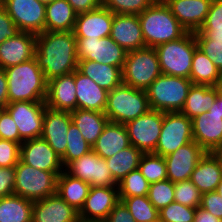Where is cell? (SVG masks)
Returning a JSON list of instances; mask_svg holds the SVG:
<instances>
[{
	"mask_svg": "<svg viewBox=\"0 0 222 222\" xmlns=\"http://www.w3.org/2000/svg\"><path fill=\"white\" fill-rule=\"evenodd\" d=\"M48 82L78 68L77 40L73 31H44L36 35L35 56Z\"/></svg>",
	"mask_w": 222,
	"mask_h": 222,
	"instance_id": "6da1fadb",
	"label": "cell"
},
{
	"mask_svg": "<svg viewBox=\"0 0 222 222\" xmlns=\"http://www.w3.org/2000/svg\"><path fill=\"white\" fill-rule=\"evenodd\" d=\"M8 82V103L15 101L45 102L47 81L36 58L5 69Z\"/></svg>",
	"mask_w": 222,
	"mask_h": 222,
	"instance_id": "7a4b0ae2",
	"label": "cell"
},
{
	"mask_svg": "<svg viewBox=\"0 0 222 222\" xmlns=\"http://www.w3.org/2000/svg\"><path fill=\"white\" fill-rule=\"evenodd\" d=\"M146 47L155 48L160 44L183 37L187 30L172 15L164 0H156L138 15Z\"/></svg>",
	"mask_w": 222,
	"mask_h": 222,
	"instance_id": "3957f363",
	"label": "cell"
},
{
	"mask_svg": "<svg viewBox=\"0 0 222 222\" xmlns=\"http://www.w3.org/2000/svg\"><path fill=\"white\" fill-rule=\"evenodd\" d=\"M149 110L146 91L122 83L108 92L104 113L109 121L126 124Z\"/></svg>",
	"mask_w": 222,
	"mask_h": 222,
	"instance_id": "277c9868",
	"label": "cell"
},
{
	"mask_svg": "<svg viewBox=\"0 0 222 222\" xmlns=\"http://www.w3.org/2000/svg\"><path fill=\"white\" fill-rule=\"evenodd\" d=\"M192 81L184 77L161 74L145 90L151 110L180 112Z\"/></svg>",
	"mask_w": 222,
	"mask_h": 222,
	"instance_id": "5b68a950",
	"label": "cell"
},
{
	"mask_svg": "<svg viewBox=\"0 0 222 222\" xmlns=\"http://www.w3.org/2000/svg\"><path fill=\"white\" fill-rule=\"evenodd\" d=\"M197 47L193 32L155 47L161 73L190 79L192 57Z\"/></svg>",
	"mask_w": 222,
	"mask_h": 222,
	"instance_id": "8992f818",
	"label": "cell"
},
{
	"mask_svg": "<svg viewBox=\"0 0 222 222\" xmlns=\"http://www.w3.org/2000/svg\"><path fill=\"white\" fill-rule=\"evenodd\" d=\"M161 74L155 48L144 47L128 51L122 68L124 84L146 90Z\"/></svg>",
	"mask_w": 222,
	"mask_h": 222,
	"instance_id": "52a82bcc",
	"label": "cell"
},
{
	"mask_svg": "<svg viewBox=\"0 0 222 222\" xmlns=\"http://www.w3.org/2000/svg\"><path fill=\"white\" fill-rule=\"evenodd\" d=\"M57 178L54 172L36 169L19 160L15 166L14 195L33 202L42 200L57 193Z\"/></svg>",
	"mask_w": 222,
	"mask_h": 222,
	"instance_id": "ba28073f",
	"label": "cell"
},
{
	"mask_svg": "<svg viewBox=\"0 0 222 222\" xmlns=\"http://www.w3.org/2000/svg\"><path fill=\"white\" fill-rule=\"evenodd\" d=\"M192 135L206 152L222 149V98L219 95L208 111L192 119Z\"/></svg>",
	"mask_w": 222,
	"mask_h": 222,
	"instance_id": "9c48e42d",
	"label": "cell"
},
{
	"mask_svg": "<svg viewBox=\"0 0 222 222\" xmlns=\"http://www.w3.org/2000/svg\"><path fill=\"white\" fill-rule=\"evenodd\" d=\"M191 141L192 119L181 112H163L162 129L153 153L165 157Z\"/></svg>",
	"mask_w": 222,
	"mask_h": 222,
	"instance_id": "30bf717a",
	"label": "cell"
},
{
	"mask_svg": "<svg viewBox=\"0 0 222 222\" xmlns=\"http://www.w3.org/2000/svg\"><path fill=\"white\" fill-rule=\"evenodd\" d=\"M78 61L90 60L123 68L127 51L110 36L105 38H76Z\"/></svg>",
	"mask_w": 222,
	"mask_h": 222,
	"instance_id": "8fae6325",
	"label": "cell"
},
{
	"mask_svg": "<svg viewBox=\"0 0 222 222\" xmlns=\"http://www.w3.org/2000/svg\"><path fill=\"white\" fill-rule=\"evenodd\" d=\"M163 112L149 110L125 124L130 144L143 153H153L161 133Z\"/></svg>",
	"mask_w": 222,
	"mask_h": 222,
	"instance_id": "7c38bea8",
	"label": "cell"
},
{
	"mask_svg": "<svg viewBox=\"0 0 222 222\" xmlns=\"http://www.w3.org/2000/svg\"><path fill=\"white\" fill-rule=\"evenodd\" d=\"M65 171L74 178L81 179L91 187L118 186L106 160L101 158L93 150L79 159L72 161Z\"/></svg>",
	"mask_w": 222,
	"mask_h": 222,
	"instance_id": "4fadbf2b",
	"label": "cell"
},
{
	"mask_svg": "<svg viewBox=\"0 0 222 222\" xmlns=\"http://www.w3.org/2000/svg\"><path fill=\"white\" fill-rule=\"evenodd\" d=\"M14 24L22 32L45 31L46 5L38 0H0Z\"/></svg>",
	"mask_w": 222,
	"mask_h": 222,
	"instance_id": "5bb4252c",
	"label": "cell"
},
{
	"mask_svg": "<svg viewBox=\"0 0 222 222\" xmlns=\"http://www.w3.org/2000/svg\"><path fill=\"white\" fill-rule=\"evenodd\" d=\"M45 108V102L15 101L8 103L5 109L12 116L20 137L25 141L41 137Z\"/></svg>",
	"mask_w": 222,
	"mask_h": 222,
	"instance_id": "9a60e30c",
	"label": "cell"
},
{
	"mask_svg": "<svg viewBox=\"0 0 222 222\" xmlns=\"http://www.w3.org/2000/svg\"><path fill=\"white\" fill-rule=\"evenodd\" d=\"M20 160L36 169L54 172L57 176L65 170L61 157L41 137L21 143Z\"/></svg>",
	"mask_w": 222,
	"mask_h": 222,
	"instance_id": "2e32d148",
	"label": "cell"
},
{
	"mask_svg": "<svg viewBox=\"0 0 222 222\" xmlns=\"http://www.w3.org/2000/svg\"><path fill=\"white\" fill-rule=\"evenodd\" d=\"M119 201L118 186L90 187L79 211L80 222H104Z\"/></svg>",
	"mask_w": 222,
	"mask_h": 222,
	"instance_id": "e0dca14e",
	"label": "cell"
},
{
	"mask_svg": "<svg viewBox=\"0 0 222 222\" xmlns=\"http://www.w3.org/2000/svg\"><path fill=\"white\" fill-rule=\"evenodd\" d=\"M205 154L206 151L193 140L165 156L167 179L173 183L190 179L199 160Z\"/></svg>",
	"mask_w": 222,
	"mask_h": 222,
	"instance_id": "ac0fdd59",
	"label": "cell"
},
{
	"mask_svg": "<svg viewBox=\"0 0 222 222\" xmlns=\"http://www.w3.org/2000/svg\"><path fill=\"white\" fill-rule=\"evenodd\" d=\"M114 13L100 5L77 14L73 33L76 38H105L110 36Z\"/></svg>",
	"mask_w": 222,
	"mask_h": 222,
	"instance_id": "d6986e66",
	"label": "cell"
},
{
	"mask_svg": "<svg viewBox=\"0 0 222 222\" xmlns=\"http://www.w3.org/2000/svg\"><path fill=\"white\" fill-rule=\"evenodd\" d=\"M71 122L70 112L45 108L41 138L45 139L61 158L66 151L67 132Z\"/></svg>",
	"mask_w": 222,
	"mask_h": 222,
	"instance_id": "ffe728a7",
	"label": "cell"
},
{
	"mask_svg": "<svg viewBox=\"0 0 222 222\" xmlns=\"http://www.w3.org/2000/svg\"><path fill=\"white\" fill-rule=\"evenodd\" d=\"M32 222H80L79 212L55 193L33 202Z\"/></svg>",
	"mask_w": 222,
	"mask_h": 222,
	"instance_id": "44dd1931",
	"label": "cell"
},
{
	"mask_svg": "<svg viewBox=\"0 0 222 222\" xmlns=\"http://www.w3.org/2000/svg\"><path fill=\"white\" fill-rule=\"evenodd\" d=\"M213 0H164L172 15L187 30L196 32L205 22Z\"/></svg>",
	"mask_w": 222,
	"mask_h": 222,
	"instance_id": "7402d4cb",
	"label": "cell"
},
{
	"mask_svg": "<svg viewBox=\"0 0 222 222\" xmlns=\"http://www.w3.org/2000/svg\"><path fill=\"white\" fill-rule=\"evenodd\" d=\"M46 107L72 112L77 109L74 72L55 77L47 82Z\"/></svg>",
	"mask_w": 222,
	"mask_h": 222,
	"instance_id": "603a6c76",
	"label": "cell"
},
{
	"mask_svg": "<svg viewBox=\"0 0 222 222\" xmlns=\"http://www.w3.org/2000/svg\"><path fill=\"white\" fill-rule=\"evenodd\" d=\"M35 48L36 34L31 32L21 31L6 39L0 44V68L6 69L34 58Z\"/></svg>",
	"mask_w": 222,
	"mask_h": 222,
	"instance_id": "cb8c5ba5",
	"label": "cell"
},
{
	"mask_svg": "<svg viewBox=\"0 0 222 222\" xmlns=\"http://www.w3.org/2000/svg\"><path fill=\"white\" fill-rule=\"evenodd\" d=\"M110 37L127 52L146 47L138 15L114 14Z\"/></svg>",
	"mask_w": 222,
	"mask_h": 222,
	"instance_id": "d4e9b609",
	"label": "cell"
},
{
	"mask_svg": "<svg viewBox=\"0 0 222 222\" xmlns=\"http://www.w3.org/2000/svg\"><path fill=\"white\" fill-rule=\"evenodd\" d=\"M77 109L104 112L107 105L108 91L98 86L78 69L74 71Z\"/></svg>",
	"mask_w": 222,
	"mask_h": 222,
	"instance_id": "484cf974",
	"label": "cell"
},
{
	"mask_svg": "<svg viewBox=\"0 0 222 222\" xmlns=\"http://www.w3.org/2000/svg\"><path fill=\"white\" fill-rule=\"evenodd\" d=\"M130 145L125 124L108 121L92 150L106 159Z\"/></svg>",
	"mask_w": 222,
	"mask_h": 222,
	"instance_id": "4316f807",
	"label": "cell"
},
{
	"mask_svg": "<svg viewBox=\"0 0 222 222\" xmlns=\"http://www.w3.org/2000/svg\"><path fill=\"white\" fill-rule=\"evenodd\" d=\"M190 180L202 194L216 191L222 180L219 158L213 152H206L192 172Z\"/></svg>",
	"mask_w": 222,
	"mask_h": 222,
	"instance_id": "83f0119b",
	"label": "cell"
},
{
	"mask_svg": "<svg viewBox=\"0 0 222 222\" xmlns=\"http://www.w3.org/2000/svg\"><path fill=\"white\" fill-rule=\"evenodd\" d=\"M77 69L108 92L123 83L122 68L90 60H81L78 61Z\"/></svg>",
	"mask_w": 222,
	"mask_h": 222,
	"instance_id": "f1b7e54d",
	"label": "cell"
},
{
	"mask_svg": "<svg viewBox=\"0 0 222 222\" xmlns=\"http://www.w3.org/2000/svg\"><path fill=\"white\" fill-rule=\"evenodd\" d=\"M70 114L72 122L91 146L96 143L97 138L109 121L106 114L99 111L75 109Z\"/></svg>",
	"mask_w": 222,
	"mask_h": 222,
	"instance_id": "f546056e",
	"label": "cell"
},
{
	"mask_svg": "<svg viewBox=\"0 0 222 222\" xmlns=\"http://www.w3.org/2000/svg\"><path fill=\"white\" fill-rule=\"evenodd\" d=\"M76 17L67 0H54L46 5L45 31H73Z\"/></svg>",
	"mask_w": 222,
	"mask_h": 222,
	"instance_id": "4dcf8cb0",
	"label": "cell"
},
{
	"mask_svg": "<svg viewBox=\"0 0 222 222\" xmlns=\"http://www.w3.org/2000/svg\"><path fill=\"white\" fill-rule=\"evenodd\" d=\"M217 95L218 91L215 86L192 84L180 112L193 119L197 115L208 111Z\"/></svg>",
	"mask_w": 222,
	"mask_h": 222,
	"instance_id": "1f68e13d",
	"label": "cell"
},
{
	"mask_svg": "<svg viewBox=\"0 0 222 222\" xmlns=\"http://www.w3.org/2000/svg\"><path fill=\"white\" fill-rule=\"evenodd\" d=\"M90 187V184L74 178L65 170L57 178L58 195L78 212L84 205Z\"/></svg>",
	"mask_w": 222,
	"mask_h": 222,
	"instance_id": "d6a6232c",
	"label": "cell"
},
{
	"mask_svg": "<svg viewBox=\"0 0 222 222\" xmlns=\"http://www.w3.org/2000/svg\"><path fill=\"white\" fill-rule=\"evenodd\" d=\"M33 201L11 195L0 198V222H32Z\"/></svg>",
	"mask_w": 222,
	"mask_h": 222,
	"instance_id": "836d02e7",
	"label": "cell"
},
{
	"mask_svg": "<svg viewBox=\"0 0 222 222\" xmlns=\"http://www.w3.org/2000/svg\"><path fill=\"white\" fill-rule=\"evenodd\" d=\"M143 154L144 153L141 150L130 145L105 159L109 170L117 183L131 171L138 169Z\"/></svg>",
	"mask_w": 222,
	"mask_h": 222,
	"instance_id": "e575fe53",
	"label": "cell"
},
{
	"mask_svg": "<svg viewBox=\"0 0 222 222\" xmlns=\"http://www.w3.org/2000/svg\"><path fill=\"white\" fill-rule=\"evenodd\" d=\"M220 71L214 63L197 47L192 57L190 80L192 84L216 86Z\"/></svg>",
	"mask_w": 222,
	"mask_h": 222,
	"instance_id": "d590c367",
	"label": "cell"
},
{
	"mask_svg": "<svg viewBox=\"0 0 222 222\" xmlns=\"http://www.w3.org/2000/svg\"><path fill=\"white\" fill-rule=\"evenodd\" d=\"M136 222H155L159 211L149 201L148 196L119 197Z\"/></svg>",
	"mask_w": 222,
	"mask_h": 222,
	"instance_id": "8d00e7d4",
	"label": "cell"
},
{
	"mask_svg": "<svg viewBox=\"0 0 222 222\" xmlns=\"http://www.w3.org/2000/svg\"><path fill=\"white\" fill-rule=\"evenodd\" d=\"M92 146L83 138L77 126L71 122L67 132V146L61 158L63 167L66 168L72 161L88 154Z\"/></svg>",
	"mask_w": 222,
	"mask_h": 222,
	"instance_id": "74e56055",
	"label": "cell"
},
{
	"mask_svg": "<svg viewBox=\"0 0 222 222\" xmlns=\"http://www.w3.org/2000/svg\"><path fill=\"white\" fill-rule=\"evenodd\" d=\"M138 169L151 184L167 180L165 159L154 153H144L140 159Z\"/></svg>",
	"mask_w": 222,
	"mask_h": 222,
	"instance_id": "f35d334b",
	"label": "cell"
},
{
	"mask_svg": "<svg viewBox=\"0 0 222 222\" xmlns=\"http://www.w3.org/2000/svg\"><path fill=\"white\" fill-rule=\"evenodd\" d=\"M149 186L141 171L133 170L118 182L119 197L148 196Z\"/></svg>",
	"mask_w": 222,
	"mask_h": 222,
	"instance_id": "ab89813d",
	"label": "cell"
},
{
	"mask_svg": "<svg viewBox=\"0 0 222 222\" xmlns=\"http://www.w3.org/2000/svg\"><path fill=\"white\" fill-rule=\"evenodd\" d=\"M194 33H203L208 39L222 40V0L212 1L205 22Z\"/></svg>",
	"mask_w": 222,
	"mask_h": 222,
	"instance_id": "60d3db41",
	"label": "cell"
},
{
	"mask_svg": "<svg viewBox=\"0 0 222 222\" xmlns=\"http://www.w3.org/2000/svg\"><path fill=\"white\" fill-rule=\"evenodd\" d=\"M156 0H101V5L114 14L139 15Z\"/></svg>",
	"mask_w": 222,
	"mask_h": 222,
	"instance_id": "b9f144b4",
	"label": "cell"
},
{
	"mask_svg": "<svg viewBox=\"0 0 222 222\" xmlns=\"http://www.w3.org/2000/svg\"><path fill=\"white\" fill-rule=\"evenodd\" d=\"M149 201L160 211L174 202V183L170 180L151 183L148 192Z\"/></svg>",
	"mask_w": 222,
	"mask_h": 222,
	"instance_id": "7bdbcfd3",
	"label": "cell"
},
{
	"mask_svg": "<svg viewBox=\"0 0 222 222\" xmlns=\"http://www.w3.org/2000/svg\"><path fill=\"white\" fill-rule=\"evenodd\" d=\"M202 193L190 180L174 183V201L182 205L198 208L201 204Z\"/></svg>",
	"mask_w": 222,
	"mask_h": 222,
	"instance_id": "ee69618b",
	"label": "cell"
},
{
	"mask_svg": "<svg viewBox=\"0 0 222 222\" xmlns=\"http://www.w3.org/2000/svg\"><path fill=\"white\" fill-rule=\"evenodd\" d=\"M197 208L171 202L159 211L161 222H194Z\"/></svg>",
	"mask_w": 222,
	"mask_h": 222,
	"instance_id": "f6af8a7d",
	"label": "cell"
},
{
	"mask_svg": "<svg viewBox=\"0 0 222 222\" xmlns=\"http://www.w3.org/2000/svg\"><path fill=\"white\" fill-rule=\"evenodd\" d=\"M198 48L222 70V40L208 39L203 33H194Z\"/></svg>",
	"mask_w": 222,
	"mask_h": 222,
	"instance_id": "bcb514c9",
	"label": "cell"
},
{
	"mask_svg": "<svg viewBox=\"0 0 222 222\" xmlns=\"http://www.w3.org/2000/svg\"><path fill=\"white\" fill-rule=\"evenodd\" d=\"M20 160V144L0 139V167H15Z\"/></svg>",
	"mask_w": 222,
	"mask_h": 222,
	"instance_id": "7dc6e473",
	"label": "cell"
},
{
	"mask_svg": "<svg viewBox=\"0 0 222 222\" xmlns=\"http://www.w3.org/2000/svg\"><path fill=\"white\" fill-rule=\"evenodd\" d=\"M0 139L11 140L21 145L24 141L18 132V127L6 109H0Z\"/></svg>",
	"mask_w": 222,
	"mask_h": 222,
	"instance_id": "c3c4849f",
	"label": "cell"
},
{
	"mask_svg": "<svg viewBox=\"0 0 222 222\" xmlns=\"http://www.w3.org/2000/svg\"><path fill=\"white\" fill-rule=\"evenodd\" d=\"M200 207L222 221V197L217 191L202 194Z\"/></svg>",
	"mask_w": 222,
	"mask_h": 222,
	"instance_id": "681fc988",
	"label": "cell"
},
{
	"mask_svg": "<svg viewBox=\"0 0 222 222\" xmlns=\"http://www.w3.org/2000/svg\"><path fill=\"white\" fill-rule=\"evenodd\" d=\"M20 32L7 11L0 4V44L8 38L15 37Z\"/></svg>",
	"mask_w": 222,
	"mask_h": 222,
	"instance_id": "f907efd6",
	"label": "cell"
},
{
	"mask_svg": "<svg viewBox=\"0 0 222 222\" xmlns=\"http://www.w3.org/2000/svg\"><path fill=\"white\" fill-rule=\"evenodd\" d=\"M15 167H0V198L14 195Z\"/></svg>",
	"mask_w": 222,
	"mask_h": 222,
	"instance_id": "816d5d0a",
	"label": "cell"
},
{
	"mask_svg": "<svg viewBox=\"0 0 222 222\" xmlns=\"http://www.w3.org/2000/svg\"><path fill=\"white\" fill-rule=\"evenodd\" d=\"M104 222H136L127 207L119 201Z\"/></svg>",
	"mask_w": 222,
	"mask_h": 222,
	"instance_id": "f5cc1de1",
	"label": "cell"
},
{
	"mask_svg": "<svg viewBox=\"0 0 222 222\" xmlns=\"http://www.w3.org/2000/svg\"><path fill=\"white\" fill-rule=\"evenodd\" d=\"M67 2L77 14L92 11L101 5V0H67Z\"/></svg>",
	"mask_w": 222,
	"mask_h": 222,
	"instance_id": "db71d44e",
	"label": "cell"
},
{
	"mask_svg": "<svg viewBox=\"0 0 222 222\" xmlns=\"http://www.w3.org/2000/svg\"><path fill=\"white\" fill-rule=\"evenodd\" d=\"M8 104V82L5 69L0 68V109H5Z\"/></svg>",
	"mask_w": 222,
	"mask_h": 222,
	"instance_id": "11a10c76",
	"label": "cell"
},
{
	"mask_svg": "<svg viewBox=\"0 0 222 222\" xmlns=\"http://www.w3.org/2000/svg\"><path fill=\"white\" fill-rule=\"evenodd\" d=\"M194 222H222V221L217 217H215L214 215L210 214L207 210L199 206L197 208Z\"/></svg>",
	"mask_w": 222,
	"mask_h": 222,
	"instance_id": "9f6ffc18",
	"label": "cell"
},
{
	"mask_svg": "<svg viewBox=\"0 0 222 222\" xmlns=\"http://www.w3.org/2000/svg\"><path fill=\"white\" fill-rule=\"evenodd\" d=\"M213 153L219 158L221 166H222V149L218 150V151H215Z\"/></svg>",
	"mask_w": 222,
	"mask_h": 222,
	"instance_id": "6f0895ef",
	"label": "cell"
},
{
	"mask_svg": "<svg viewBox=\"0 0 222 222\" xmlns=\"http://www.w3.org/2000/svg\"><path fill=\"white\" fill-rule=\"evenodd\" d=\"M216 191L218 192L219 195L222 197V180L220 181Z\"/></svg>",
	"mask_w": 222,
	"mask_h": 222,
	"instance_id": "680465c9",
	"label": "cell"
},
{
	"mask_svg": "<svg viewBox=\"0 0 222 222\" xmlns=\"http://www.w3.org/2000/svg\"><path fill=\"white\" fill-rule=\"evenodd\" d=\"M216 86H222V70H220L219 80H218V83L216 84Z\"/></svg>",
	"mask_w": 222,
	"mask_h": 222,
	"instance_id": "91938a15",
	"label": "cell"
},
{
	"mask_svg": "<svg viewBox=\"0 0 222 222\" xmlns=\"http://www.w3.org/2000/svg\"><path fill=\"white\" fill-rule=\"evenodd\" d=\"M217 91H218V95L222 98V86H215Z\"/></svg>",
	"mask_w": 222,
	"mask_h": 222,
	"instance_id": "94428289",
	"label": "cell"
},
{
	"mask_svg": "<svg viewBox=\"0 0 222 222\" xmlns=\"http://www.w3.org/2000/svg\"><path fill=\"white\" fill-rule=\"evenodd\" d=\"M40 3H43V4H45V5H47V4H49V3H51L52 1H54V0H38Z\"/></svg>",
	"mask_w": 222,
	"mask_h": 222,
	"instance_id": "6125c7cd",
	"label": "cell"
}]
</instances>
